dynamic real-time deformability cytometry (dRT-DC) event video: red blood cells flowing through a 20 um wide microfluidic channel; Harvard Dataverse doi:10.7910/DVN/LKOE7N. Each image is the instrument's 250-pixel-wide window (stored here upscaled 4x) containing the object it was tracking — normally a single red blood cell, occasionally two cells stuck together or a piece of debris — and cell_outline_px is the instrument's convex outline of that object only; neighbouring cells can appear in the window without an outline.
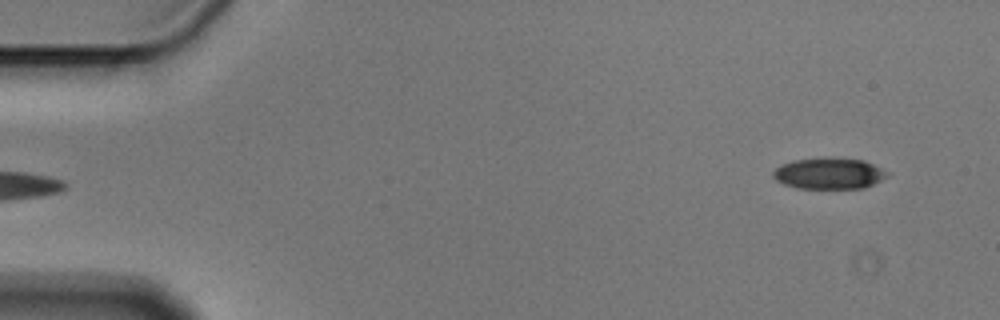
{"species": "Egyptian fruit bat (a non-hibernating species)", "species_latin": "Rousettus aegyptiacus", "temperature_condition": "cold", "stored_images_in_passage": 6, "segment_of_instrument_passage": [2, 2], "camera_frame_rate_fps": 3000, "um_per_image_px": 0.085, "animal": {"sex": "male"}, "frame": {"image": 1, "passage_image": 6, "time_ms": 1.667, "image_size_px": [1000, 320], "cell_outline_px": [[888, 176], [864, 188], [796, 188], [784, 184], [776, 180], [772, 176], [772, 172], [780, 164], [792, 160], [832, 156], [864, 160], [888, 172]], "centroid_in_image_um": [70.43, 14.72], "position_along_channel_um": 14.6, "area_um2": 20.98}}